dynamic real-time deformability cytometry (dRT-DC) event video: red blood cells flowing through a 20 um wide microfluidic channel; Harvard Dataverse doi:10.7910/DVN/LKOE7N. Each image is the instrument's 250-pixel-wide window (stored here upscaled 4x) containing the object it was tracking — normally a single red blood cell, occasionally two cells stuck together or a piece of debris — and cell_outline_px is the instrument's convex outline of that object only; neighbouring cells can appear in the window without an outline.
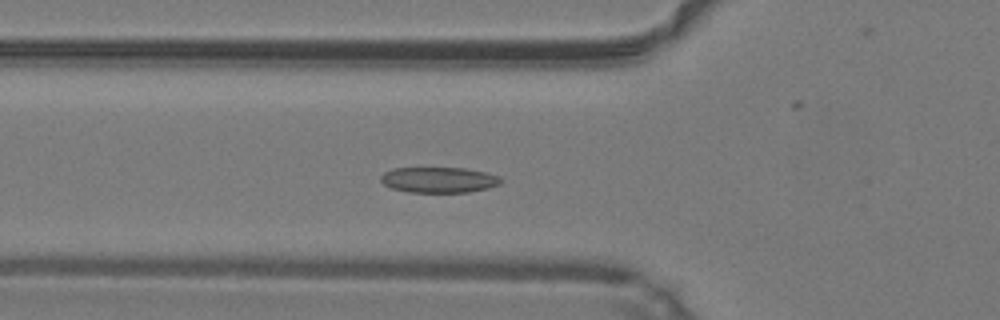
{"species": "common noctule bat (a hibernating species)", "species_latin": "Nyctalus noctula", "temperature_condition": "warm", "stored_images_in_passage": 27, "camera_frame_rate_fps": 3000, "um_per_image_px": 0.085, "animal": {"sex": "male", "body_mass_g": 19.2, "forearm_length_mm": 51.8}, "frame": {"image": 1, "passage_image": 4, "time_ms": 1.0, "image_size_px": [1000, 320], "cell_outline_px": [[504, 180], [500, 184], [488, 188], [468, 192], [408, 192], [392, 188], [384, 184], [380, 180], [380, 176], [384, 172], [392, 168], [464, 168], [484, 172], [500, 176]], "centroid_in_image_um": [37.31, 15.28], "position_along_channel_um": 88.5, "area_um2": 17.98}}
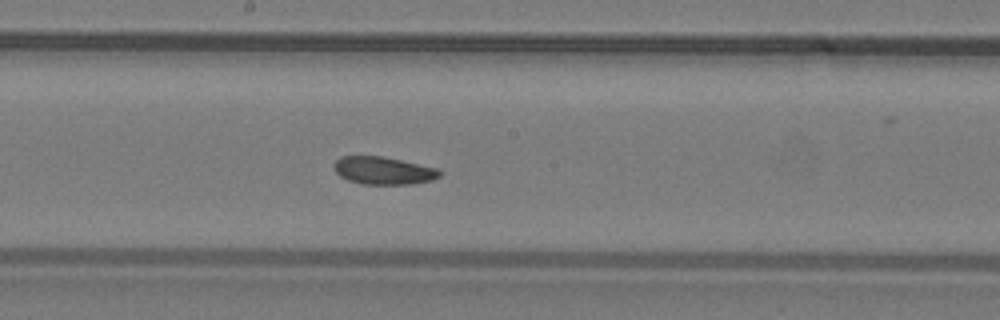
{"frame": {"image": 2, "passage_image": 13, "time_ms": 4.0, "image_size_px": [1000, 320], "cell_outline_px": [[444, 172], [440, 176], [432, 180], [412, 184], [360, 184], [348, 180], [340, 176], [332, 168], [332, 164], [340, 156], [384, 156], [440, 168]], "centroid_in_image_um": [32.61, 14.49], "position_along_channel_um": 215.6, "area_um2": 17.46}}
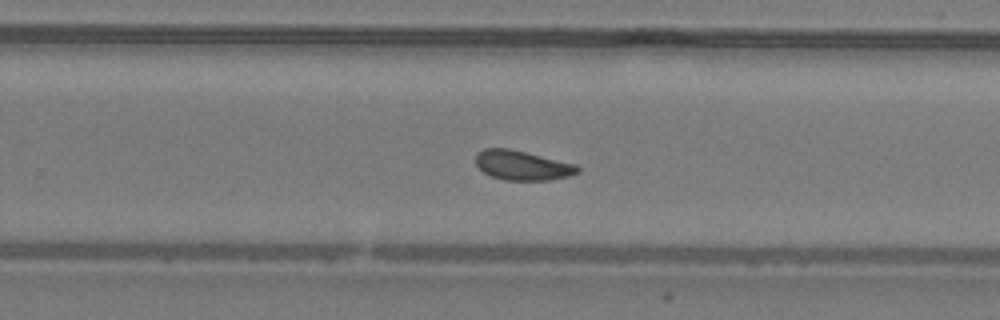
{"frame": {"image": 3, "passage_image": 18, "time_ms": 5.667, "image_size_px": [1000, 320], "cell_outline_px": [[580, 172], [572, 176], [548, 180], [504, 180], [492, 176], [484, 172], [476, 164], [476, 152], [484, 148], [508, 148], [576, 164], [580, 168]], "centroid_in_image_um": [44.42, 14.06], "position_along_channel_um": 285.4, "area_um2": 17.57}, "authors_computed_cell_mechanics": {"area_um2": 17.8602, "velocity_mm_per_s": 4.2143, "shape_relaxation_time_tau1_ms": 6.5737, "shape_relaxation_time_tau2_ms": 1.9535, "deformation_change_tau1": 0.1324, "deformation_change_tau2": 0.0811}}